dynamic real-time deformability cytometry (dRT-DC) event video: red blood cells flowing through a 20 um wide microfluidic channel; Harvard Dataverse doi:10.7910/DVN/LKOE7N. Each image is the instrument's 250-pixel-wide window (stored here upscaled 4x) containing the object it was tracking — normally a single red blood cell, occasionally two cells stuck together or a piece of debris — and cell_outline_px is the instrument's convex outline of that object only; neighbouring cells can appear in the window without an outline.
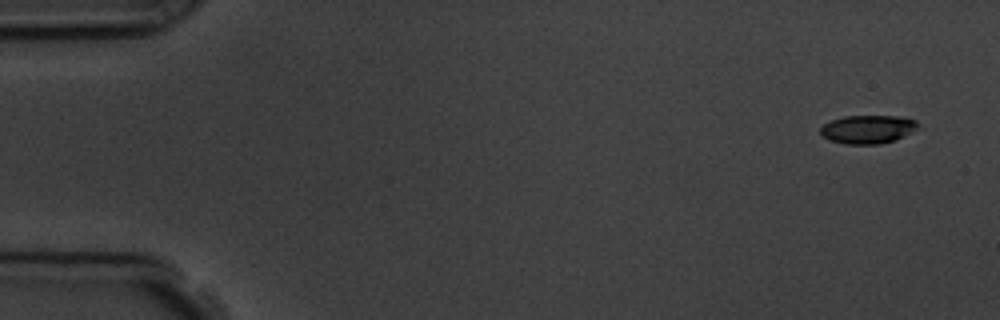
{"species": "common noctule bat (a hibernating species)", "species_latin": "Nyctalus noctula", "temperature_condition": "room temperature", "stored_images_in_passage": 6, "camera_frame_rate_fps": 3000, "um_per_image_px": 0.085, "animal": {"sex": "male", "body_mass_g": 19.5, "forearm_length_mm": 54.6}, "frame": {"image": 1, "passage_image": 1, "time_ms": 0.0, "image_size_px": [1000, 320], "cell_outline_px": [[916, 124], [908, 132], [896, 140], [880, 144], [844, 144], [828, 140], [820, 136], [820, 128], [824, 124], [832, 120], [844, 116], [896, 116], [916, 120]], "centroid_in_image_um": [73.64, 11.0], "position_along_channel_um": 11.4, "area_um2": 15.9}}
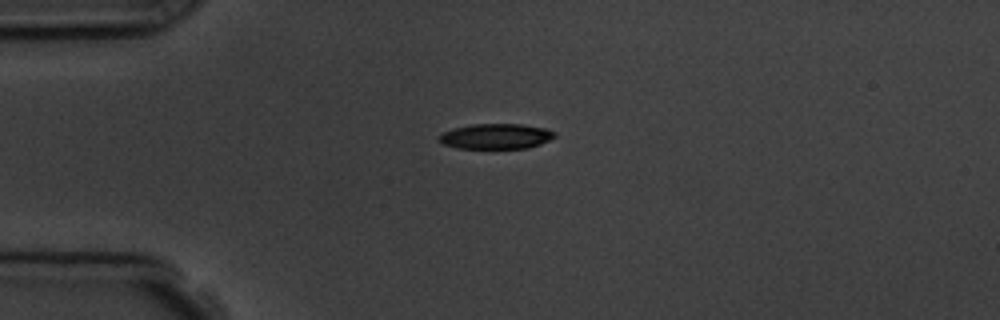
{"frame": {"image": 2, "passage_image": 4, "time_ms": 3.667, "image_size_px": [1000, 320], "cell_outline_px": [[556, 136], [540, 144], [528, 148], [456, 148], [444, 144], [436, 136], [452, 128], [472, 124], [520, 124], [544, 128], [556, 132]], "centroid_in_image_um": [42.14, 11.58], "position_along_channel_um": 42.9, "area_um2": 16.99}}
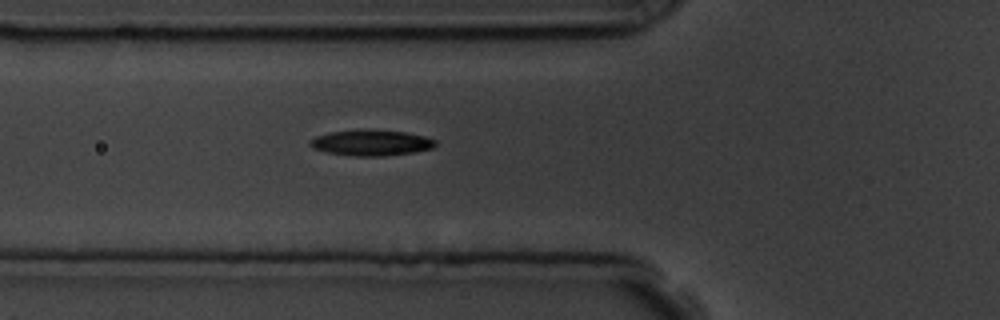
{"frame": {"image": 3, "passage_image": 6, "time_ms": 5.667, "image_size_px": [1000, 320], "cell_outline_px": [[436, 144], [432, 148], [412, 152], [384, 156], [356, 156], [324, 152], [312, 148], [308, 144], [308, 140], [316, 136], [332, 132], [364, 128], [404, 132], [424, 136], [436, 140]], "centroid_in_image_um": [31.5, 12.12], "position_along_channel_um": 94.3, "area_um2": 19.02}}